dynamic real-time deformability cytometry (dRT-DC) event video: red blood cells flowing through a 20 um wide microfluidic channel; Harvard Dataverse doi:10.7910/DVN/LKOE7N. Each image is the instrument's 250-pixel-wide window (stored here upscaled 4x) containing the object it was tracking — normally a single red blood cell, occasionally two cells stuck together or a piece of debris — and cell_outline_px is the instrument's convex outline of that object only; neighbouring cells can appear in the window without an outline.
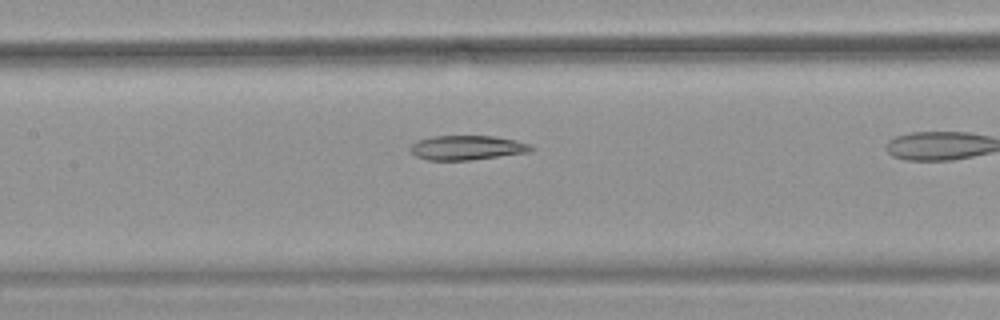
{"species": "common noctule bat (a hibernating species)", "species_latin": "Nyctalus noctula", "temperature_condition": "warm", "stored_images_in_passage": 20, "camera_frame_rate_fps": 3000, "um_per_image_px": 0.085, "animal": {"sex": "female", "body_mass_g": 18.4}, "frame": {"image": 1, "passage_image": 4, "time_ms": 1.0, "image_size_px": [1000, 320], "cell_outline_px": [[536, 148], [528, 152], [468, 160], [428, 160], [416, 156], [408, 148], [416, 140], [432, 136], [496, 136], [516, 140], [528, 144]], "centroid_in_image_um": [39.66, 12.54], "position_along_channel_um": 167.7, "area_um2": 17.17}}